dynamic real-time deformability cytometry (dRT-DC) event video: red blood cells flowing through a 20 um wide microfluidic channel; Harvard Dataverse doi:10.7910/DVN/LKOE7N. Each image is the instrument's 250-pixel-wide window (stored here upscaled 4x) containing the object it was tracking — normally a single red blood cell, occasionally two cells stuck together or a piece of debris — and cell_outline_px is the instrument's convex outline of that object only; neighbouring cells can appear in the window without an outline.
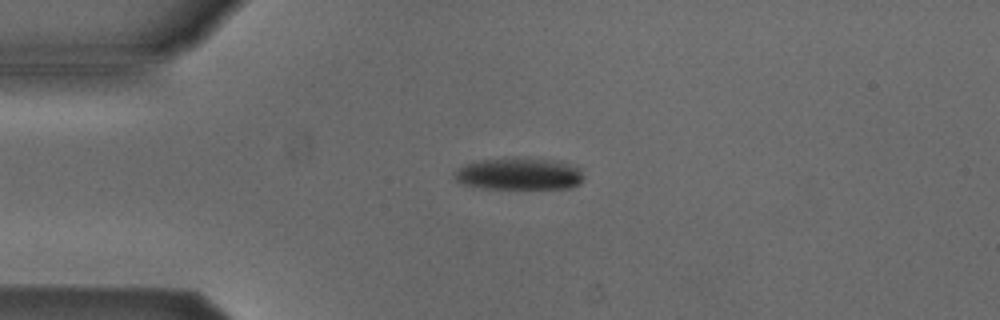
{"species": "Egyptian fruit bat (a non-hibernating species)", "species_latin": "Rousettus aegyptiacus", "temperature_condition": "cold", "stored_images_in_passage": 48, "camera_frame_rate_fps": 3000, "um_per_image_px": 0.085, "animal": {"sex": "male"}, "frame": {"image": 1, "passage_image": 13, "time_ms": 4.0, "image_size_px": [1000, 320], "cell_outline_px": [[584, 176], [580, 184], [572, 188], [480, 188], [460, 184], [452, 176], [464, 164], [484, 160], [556, 160], [580, 168]], "centroid_in_image_um": [44.14, 14.83], "position_along_channel_um": 40.9, "area_um2": 23.41}}
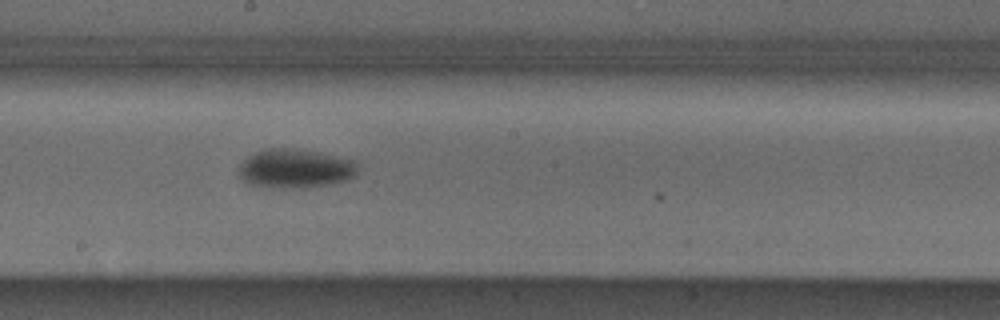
{"frame": {"image": 2, "passage_image": 29, "time_ms": 9.333, "image_size_px": [1000, 320], "cell_outline_px": [[356, 172], [348, 180], [300, 188], [280, 188], [248, 184], [240, 176], [240, 164], [248, 156], [264, 148], [292, 148], [320, 152], [352, 160], [356, 164]], "centroid_in_image_um": [25.06, 14.31], "position_along_channel_um": 223.1, "area_um2": 26.7}}
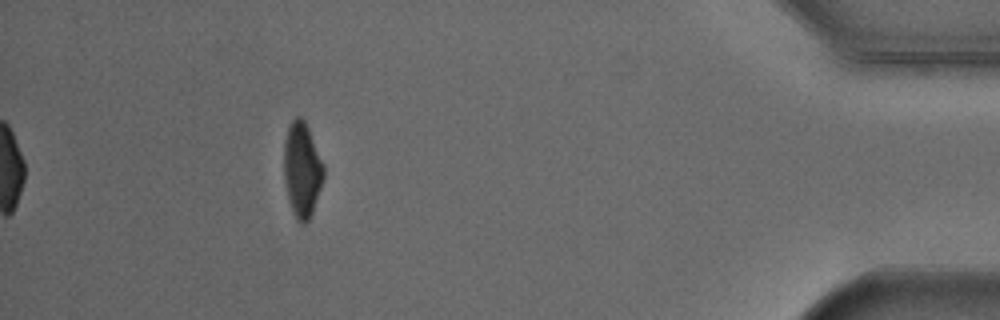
{"frame": {"image": 3, "passage_image": 48, "time_ms": 15.667, "image_size_px": [1000, 320], "cell_outline_px": [[324, 176], [312, 212], [308, 220], [304, 224], [300, 224], [296, 220], [288, 200], [284, 180], [284, 144], [288, 124], [296, 116], [300, 116], [304, 120], [308, 128], [324, 164]], "centroid_in_image_um": [25.66, 14.42], "position_along_channel_um": 409.5, "area_um2": 21.96}, "authors_computed_cell_mechanics": {"area_um2": 24.0159, "velocity_mm_per_s": 3.8903, "shape_relaxation_time_tau1_ms": 3.1546, "shape_relaxation_time_tau2_ms": null, "deformation_change_tau1": 0.1214, "deformation_change_tau2": null}}